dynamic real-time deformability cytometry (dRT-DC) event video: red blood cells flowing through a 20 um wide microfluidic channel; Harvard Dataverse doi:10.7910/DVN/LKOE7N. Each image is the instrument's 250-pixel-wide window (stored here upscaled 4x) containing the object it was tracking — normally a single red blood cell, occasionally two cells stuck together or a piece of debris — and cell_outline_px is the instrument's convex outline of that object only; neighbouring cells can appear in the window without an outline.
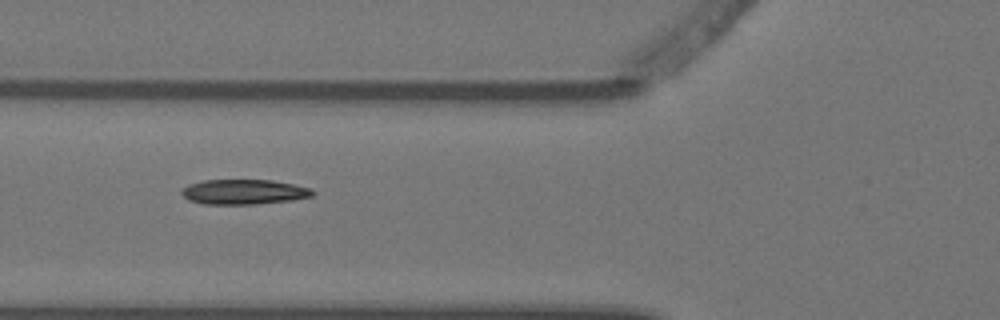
{"species": "Egyptian fruit bat (a non-hibernating species)", "species_latin": "Rousettus aegyptiacus", "temperature_condition": "warm", "stored_images_in_passage": 8, "camera_frame_rate_fps": 3000, "um_per_image_px": 0.085, "animal": {"sex": "female"}, "frame": {"image": 1, "passage_image": 6, "time_ms": 1.667, "image_size_px": [1000, 320], "cell_outline_px": [[316, 192], [312, 196], [292, 200], [256, 204], [204, 204], [188, 200], [180, 192], [188, 184], [204, 180], [272, 180], [312, 188]], "centroid_in_image_um": [20.74, 16.31], "position_along_channel_um": 105.1, "area_um2": 19.07}}
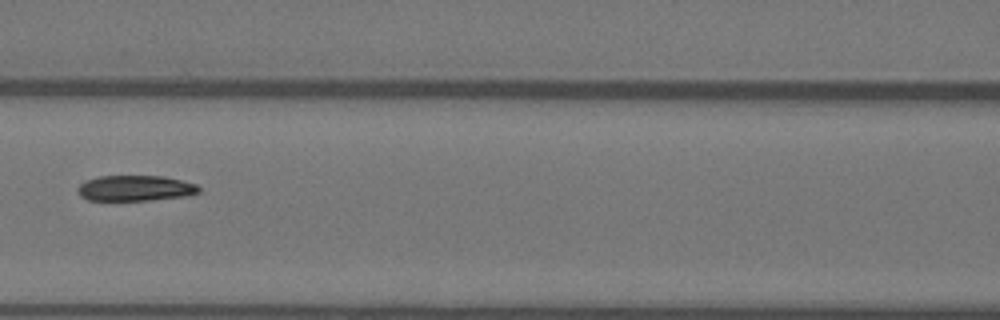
{"frame": {"image": 2, "passage_image": 7, "time_ms": 2.0, "image_size_px": [1000, 320], "cell_outline_px": [[200, 192], [188, 196], [152, 200], [88, 200], [80, 196], [76, 188], [84, 180], [96, 176], [164, 176], [196, 184], [200, 188]], "centroid_in_image_um": [11.48, 15.99], "position_along_channel_um": 155.1, "area_um2": 18.26}}
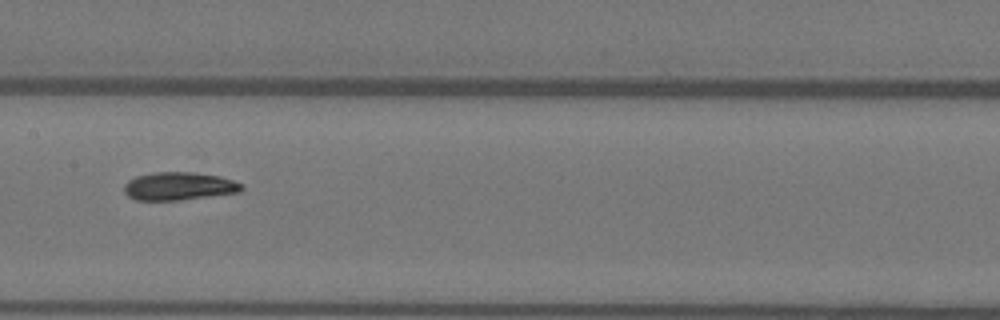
{"frame": {"image": 3, "passage_image": 8, "time_ms": 2.333, "image_size_px": [1000, 320], "cell_outline_px": [[244, 188], [240, 192], [180, 200], [136, 200], [128, 196], [124, 192], [124, 184], [128, 180], [136, 176], [152, 172], [192, 172], [220, 176], [232, 180], [240, 184]], "centroid_in_image_um": [15.18, 15.82], "position_along_channel_um": 192.2, "area_um2": 19.19}}